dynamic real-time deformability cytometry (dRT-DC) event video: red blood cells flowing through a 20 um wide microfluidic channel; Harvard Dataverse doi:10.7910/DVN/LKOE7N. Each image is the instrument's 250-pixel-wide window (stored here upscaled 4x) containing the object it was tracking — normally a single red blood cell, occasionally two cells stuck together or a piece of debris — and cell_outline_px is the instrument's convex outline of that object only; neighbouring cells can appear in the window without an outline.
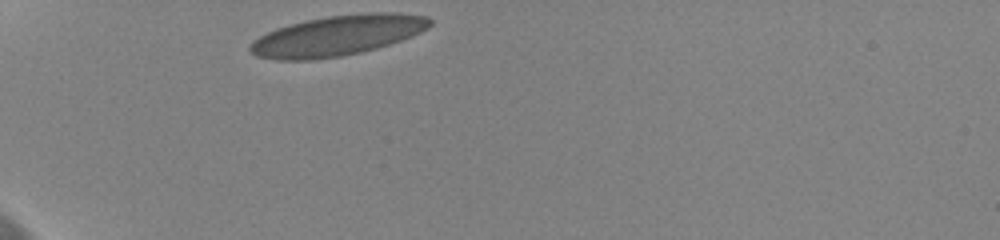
{"species": "human", "species_latin": "Homo sapiens", "temperature_condition": "cold", "stored_images_in_passage": 3, "camera_frame_rate_fps": 3000, "um_per_image_px": 0.085, "donor": {"sex": "female"}, "frame": {"image": 1, "passage_image": 1, "time_ms": 0.0, "image_size_px": [1000, 240], "cell_outline_px": [[432, 24], [428, 28], [420, 32], [400, 40], [376, 48], [360, 52], [340, 56], [312, 60], [276, 60], [256, 56], [248, 52], [248, 48], [252, 40], [276, 28], [308, 20], [328, 16], [368, 12], [396, 12], [428, 16], [432, 20]], "centroid_in_image_um": [28.66, 3.02], "position_along_channel_um": 56.3, "area_um2": 42.19}}